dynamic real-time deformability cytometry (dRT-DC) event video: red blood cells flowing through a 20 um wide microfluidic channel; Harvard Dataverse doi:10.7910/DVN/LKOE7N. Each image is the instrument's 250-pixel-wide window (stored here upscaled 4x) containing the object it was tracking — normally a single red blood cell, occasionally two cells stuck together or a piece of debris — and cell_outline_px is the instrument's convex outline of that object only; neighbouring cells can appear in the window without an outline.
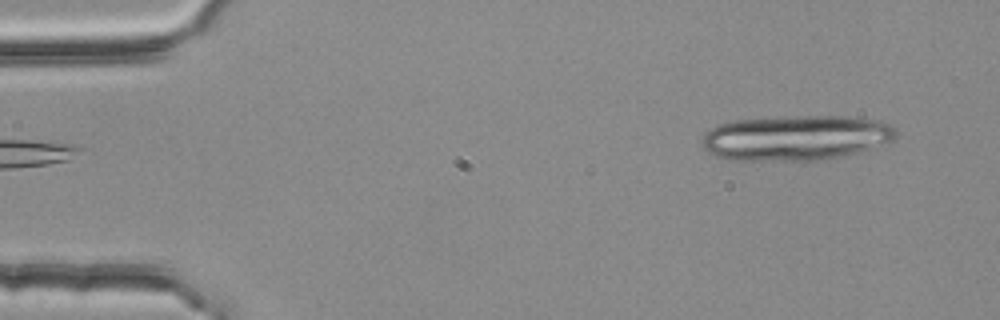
{"species": "common noctule bat (a hibernating species)", "species_latin": "Nyctalus noctula", "temperature_condition": "room temperature", "stored_images_in_passage": 17, "camera_frame_rate_fps": 3000, "um_per_image_px": 0.085, "animal": {"sex": "female", "body_mass_g": 25.1}, "frame": {"image": 1, "passage_image": 1, "time_ms": 0.0, "image_size_px": [1000, 320], "cell_outline_px": [[896, 136], [892, 140], [856, 152], [824, 160], [732, 160], [716, 156], [708, 152], [700, 144], [704, 136], [712, 128], [720, 124], [736, 120], [796, 116], [844, 116], [872, 120], [888, 124], [896, 132]], "centroid_in_image_um": [67.59, 11.72], "position_along_channel_um": 17.4, "area_um2": 50.29}}